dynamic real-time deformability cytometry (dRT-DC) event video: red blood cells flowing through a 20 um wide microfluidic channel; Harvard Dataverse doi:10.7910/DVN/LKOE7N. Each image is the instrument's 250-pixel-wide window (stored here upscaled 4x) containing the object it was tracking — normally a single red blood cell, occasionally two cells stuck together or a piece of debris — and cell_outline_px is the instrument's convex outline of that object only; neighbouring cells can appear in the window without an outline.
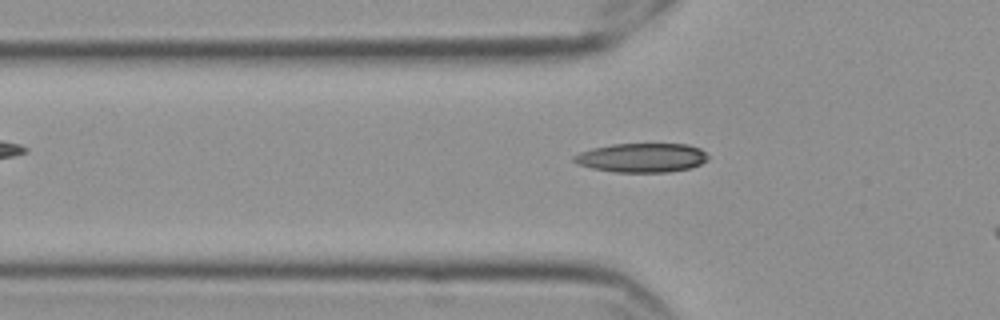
{"species": "Egyptian fruit bat (a non-hibernating species)", "species_latin": "Rousettus aegyptiacus", "temperature_condition": "cold", "stored_images_in_passage": 40, "camera_frame_rate_fps": 3000, "um_per_image_px": 0.085, "frame": {"image": 1, "passage_image": 8, "time_ms": 2.333, "image_size_px": [1000, 320], "cell_outline_px": [[708, 160], [692, 168], [668, 172], [616, 172], [592, 168], [580, 164], [572, 160], [572, 156], [580, 152], [592, 148], [612, 144], [688, 144], [700, 148], [708, 156]], "centroid_in_image_um": [54.57, 13.4], "position_along_channel_um": 71.2, "area_um2": 22.77}}
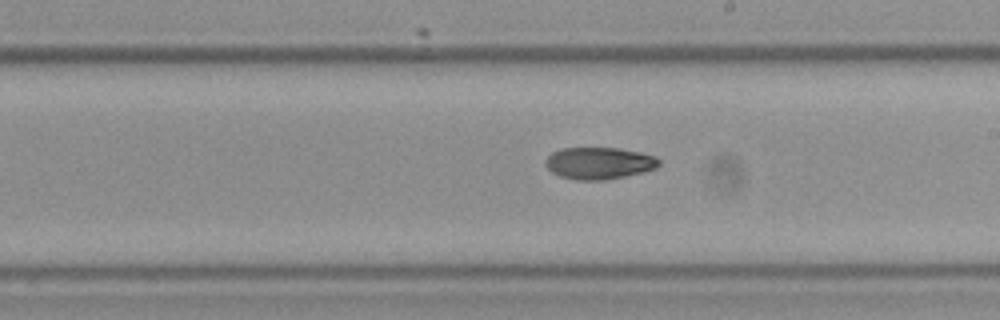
{"frame": {"image": 2, "passage_image": 22, "time_ms": 7.0, "image_size_px": [1000, 320], "cell_outline_px": [[660, 164], [656, 168], [644, 172], [604, 180], [576, 180], [560, 176], [552, 172], [544, 164], [548, 156], [552, 152], [560, 148], [620, 148], [640, 152], [656, 156], [660, 160]], "centroid_in_image_um": [50.93, 13.86], "position_along_channel_um": 238.1, "area_um2": 21.21}}
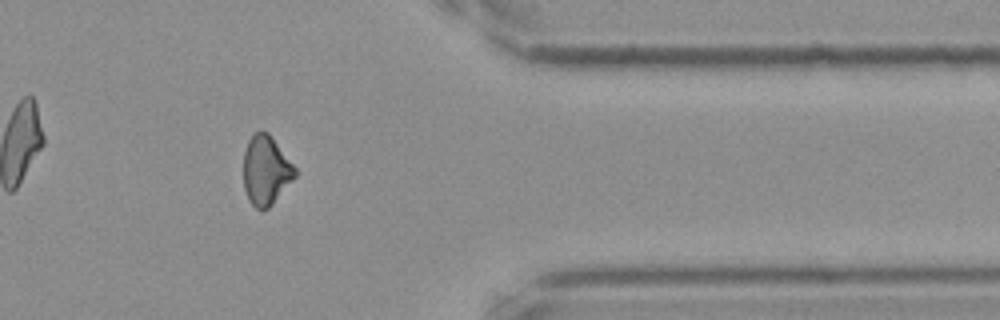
{"frame": {"image": 3, "passage_image": 36, "time_ms": 11.667, "image_size_px": [1000, 320], "cell_outline_px": [[296, 176], [272, 204], [268, 208], [256, 208], [248, 200], [244, 188], [244, 152], [248, 140], [252, 132], [268, 132], [296, 168]], "centroid_in_image_um": [22.59, 14.46], "position_along_channel_um": 388.8, "area_um2": 20.58}, "authors_computed_cell_mechanics": {"area_um2": 21.1837, "velocity_mm_per_s": 3.5563, "shape_relaxation_time_tau1_ms": null, "shape_relaxation_time_tau2_ms": 5.647, "deformation_change_tau1": null, "deformation_change_tau2": 0.1059}}